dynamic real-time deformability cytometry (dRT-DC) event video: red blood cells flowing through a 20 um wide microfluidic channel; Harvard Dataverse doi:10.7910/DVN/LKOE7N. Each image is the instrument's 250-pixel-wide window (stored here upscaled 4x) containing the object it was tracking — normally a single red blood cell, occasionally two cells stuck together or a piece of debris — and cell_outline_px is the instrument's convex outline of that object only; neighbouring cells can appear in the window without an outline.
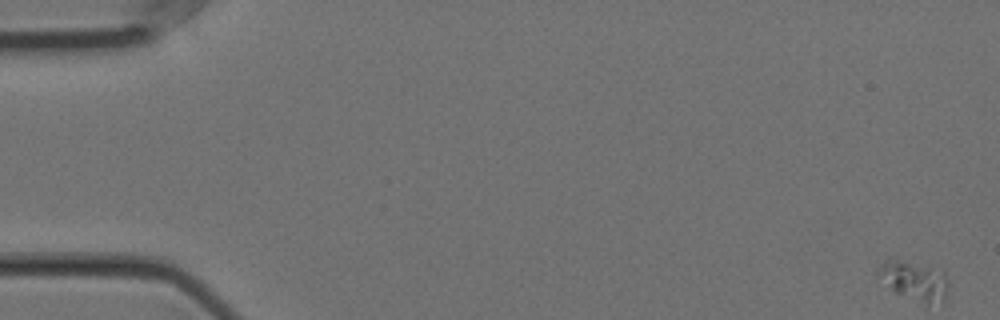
{"species": "Egyptian fruit bat (a non-hibernating species)", "species_latin": "Rousettus aegyptiacus", "temperature_condition": "cold", "stored_images_in_passage": 58, "camera_frame_rate_fps": 3000, "um_per_image_px": 0.085, "animal": {"sex": "female"}, "frame": {"image": 1, "passage_image": 1, "time_ms": 0.0, "image_size_px": [1000, 320], "cell_outline_px": [[948, 292], [944, 304], [928, 304], [896, 292], [880, 276], [880, 268], [892, 256], [900, 256], [944, 272], [948, 280]], "centroid_in_image_um": [77.82, 23.82], "position_along_channel_um": 7.2, "area_um2": 16.07}}
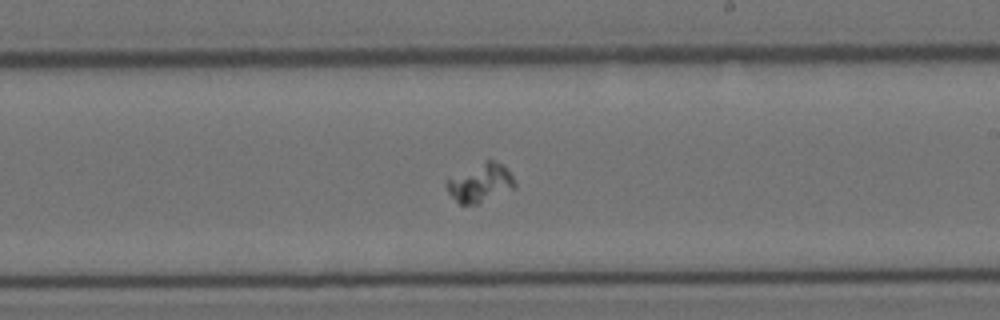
{"frame": {"image": 2, "passage_image": 34, "time_ms": 11.0, "image_size_px": [1000, 320], "cell_outline_px": [[516, 188], [476, 204], [460, 204], [448, 192], [448, 180], [484, 160], [492, 160], [500, 164], [512, 176], [516, 184]], "centroid_in_image_um": [40.87, 15.56], "position_along_channel_um": 248.1, "area_um2": 14.62}}
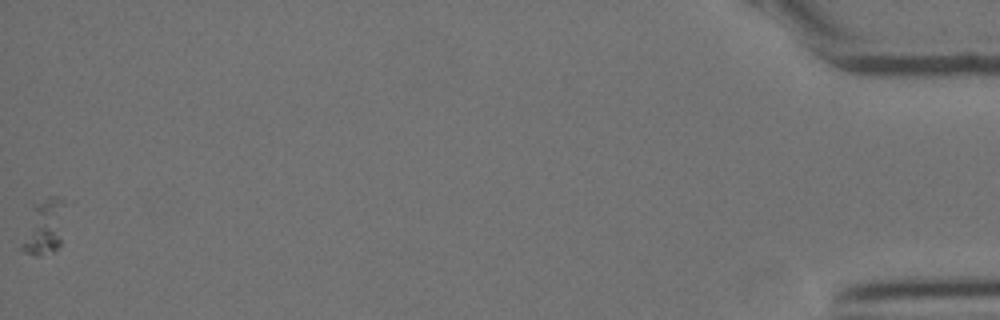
{"frame": {"image": 3, "passage_image": 58, "time_ms": 19.0, "image_size_px": [1000, 320], "cell_outline_px": [[64, 204], [60, 244], [52, 252], [36, 256], [24, 252], [20, 248], [20, 244], [32, 200], [48, 196], [60, 196]], "centroid_in_image_um": [3.67, 19.22], "position_along_channel_um": 431.5, "area_um2": 14.51}}